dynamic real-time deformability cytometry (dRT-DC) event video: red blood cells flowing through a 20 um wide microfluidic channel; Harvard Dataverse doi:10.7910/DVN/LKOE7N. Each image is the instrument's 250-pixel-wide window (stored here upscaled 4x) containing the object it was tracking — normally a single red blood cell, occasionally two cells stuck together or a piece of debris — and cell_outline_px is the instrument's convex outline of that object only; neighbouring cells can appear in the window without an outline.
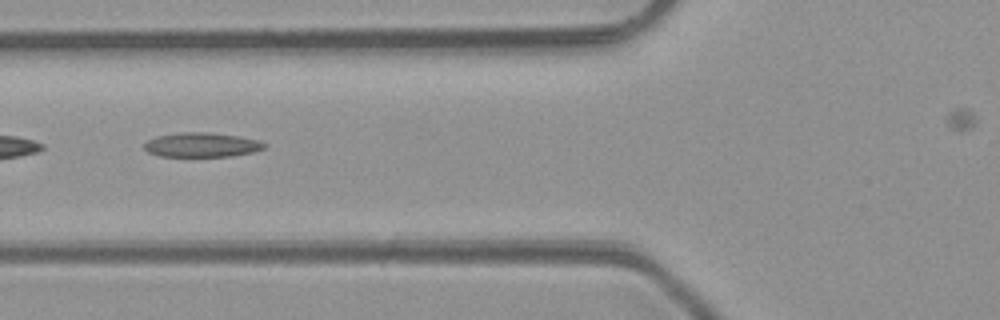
{"species": "common noctule bat (a hibernating species)", "species_latin": "Nyctalus noctula", "temperature_condition": "room temperature", "stored_images_in_passage": 4, "camera_frame_rate_fps": 3000, "um_per_image_px": 0.085, "animal": {"sex": "male", "body_mass_g": 23.1, "forearm_length_mm": 52.7}, "frame": {"image": 1, "passage_image": 4, "time_ms": 3.333, "image_size_px": [1000, 320], "cell_outline_px": [[264, 148], [252, 152], [232, 156], [160, 156], [148, 152], [144, 148], [144, 144], [148, 140], [156, 136], [180, 132], [208, 132], [240, 136], [260, 140], [264, 144]], "centroid_in_image_um": [17.13, 12.3], "position_along_channel_um": 108.7, "area_um2": 17.05}}